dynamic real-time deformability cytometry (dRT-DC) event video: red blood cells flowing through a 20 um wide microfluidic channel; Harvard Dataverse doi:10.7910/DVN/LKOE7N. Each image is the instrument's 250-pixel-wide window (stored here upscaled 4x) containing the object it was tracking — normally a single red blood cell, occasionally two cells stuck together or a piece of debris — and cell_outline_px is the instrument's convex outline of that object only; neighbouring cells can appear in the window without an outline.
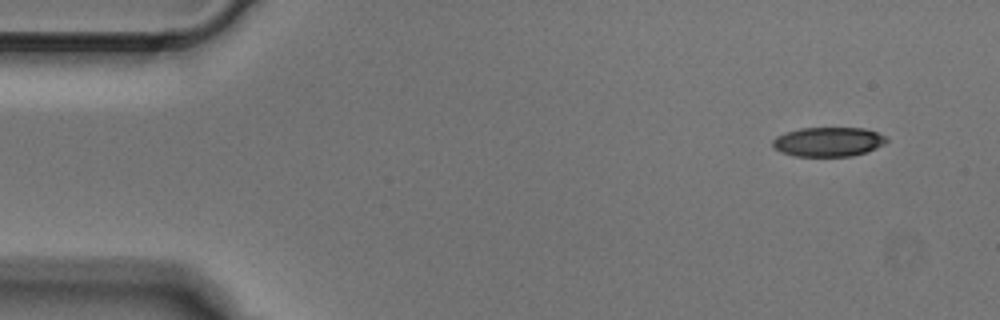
{"species": "Egyptian fruit bat (a non-hibernating species)", "species_latin": "Rousettus aegyptiacus", "temperature_condition": "cold", "stored_images_in_passage": 3, "camera_frame_rate_fps": 3000, "um_per_image_px": 0.085, "animal": {"sex": "male"}, "frame": {"image": 1, "passage_image": 1, "time_ms": 0.0, "image_size_px": [1000, 320], "cell_outline_px": [[888, 140], [884, 144], [876, 148], [852, 156], [796, 156], [780, 152], [772, 148], [772, 140], [776, 136], [800, 128], [864, 128], [876, 132], [884, 136]], "centroid_in_image_um": [70.37, 12.05], "position_along_channel_um": 14.6, "area_um2": 19.42}}
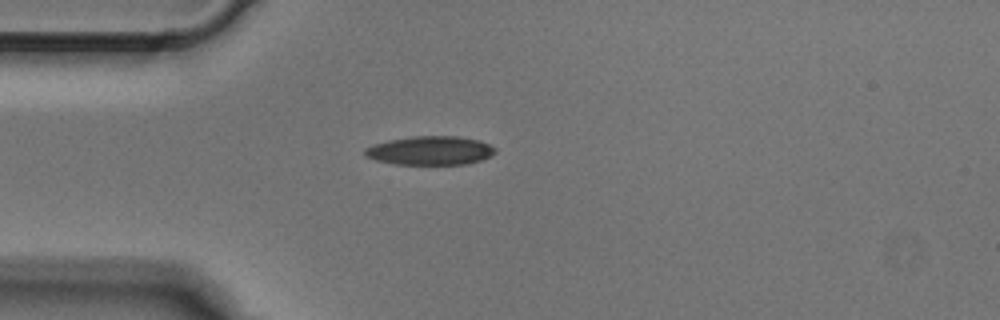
{"frame": {"image": 2, "passage_image": 3, "time_ms": 0.667, "image_size_px": [1000, 320], "cell_outline_px": [[496, 152], [480, 160], [468, 164], [392, 164], [376, 160], [364, 156], [364, 148], [372, 144], [388, 140], [412, 136], [456, 136], [480, 140], [496, 148]], "centroid_in_image_um": [36.53, 12.79], "position_along_channel_um": 48.5, "area_um2": 21.96}}